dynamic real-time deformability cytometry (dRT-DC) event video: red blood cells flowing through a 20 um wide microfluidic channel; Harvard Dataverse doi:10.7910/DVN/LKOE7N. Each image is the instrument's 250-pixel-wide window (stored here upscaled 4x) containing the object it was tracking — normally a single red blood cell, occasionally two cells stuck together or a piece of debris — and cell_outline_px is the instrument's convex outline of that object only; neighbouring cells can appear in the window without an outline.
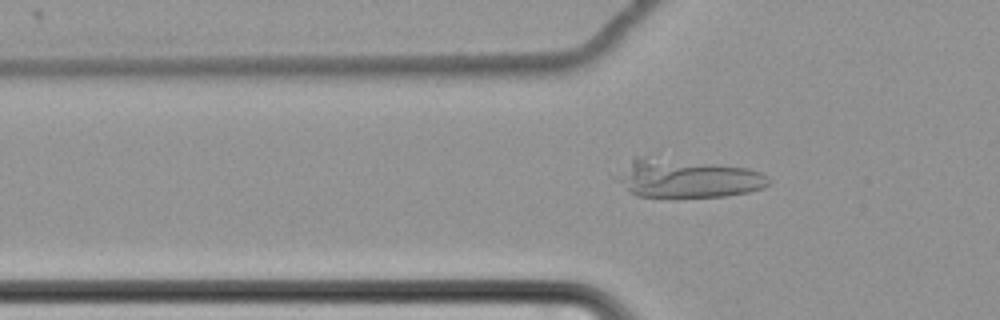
{"species": "common noctule bat (a hibernating species)", "species_latin": "Nyctalus noctula", "temperature_condition": "cold", "stored_images_in_passage": 60, "camera_frame_rate_fps": 3000, "um_per_image_px": 0.085, "animal": {"sex": "female", "body_mass_g": 22.7, "forearm_length_mm": 54.2}, "frame": {"image": 1, "passage_image": 21, "time_ms": 6.667, "image_size_px": [1000, 320], "cell_outline_px": [[772, 184], [764, 188], [748, 192], [728, 196], [636, 196], [628, 192], [608, 172], [636, 156], [652, 152], [748, 168], [760, 172], [768, 176], [772, 180]], "centroid_in_image_um": [58.27, 15.06], "position_along_channel_um": 67.5, "area_um2": 36.65}}
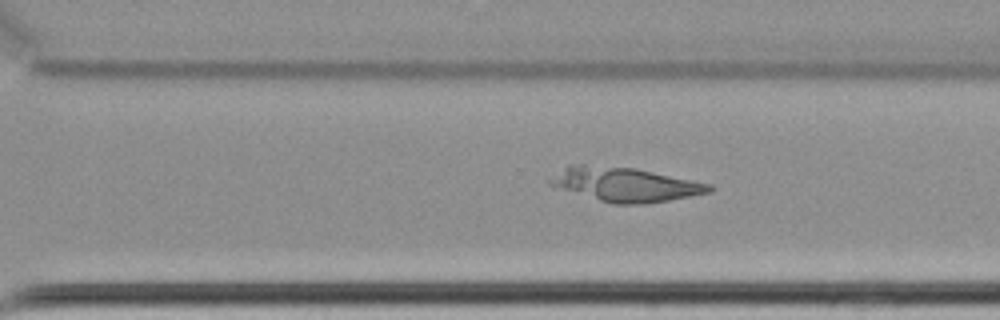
{"frame": {"image": 2, "passage_image": 43, "time_ms": 14.0, "image_size_px": [1000, 320], "cell_outline_px": [[716, 188], [712, 192], [692, 196], [644, 204], [612, 204], [548, 184], [548, 180], [568, 164], [584, 164], [636, 168], [712, 184]], "centroid_in_image_um": [53.2, 15.67], "position_along_channel_um": 317.4, "area_um2": 31.56}}
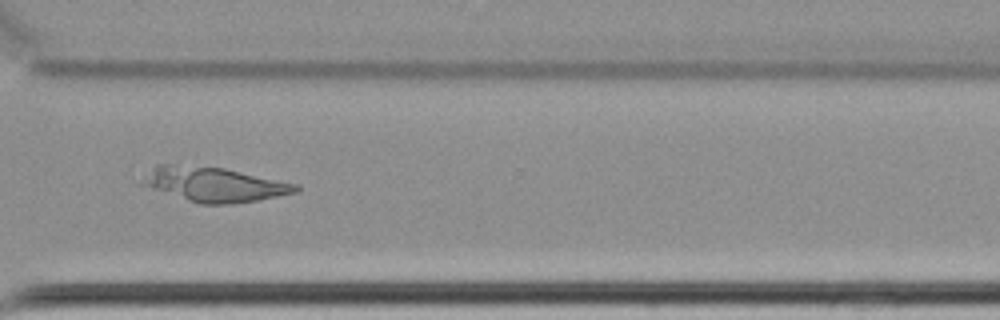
{"frame": {"image": 3, "passage_image": 46, "time_ms": 15.0, "image_size_px": [1000, 320], "cell_outline_px": [[300, 188], [296, 192], [256, 200], [232, 204], [200, 204], [136, 184], [156, 164], [176, 164], [224, 168], [300, 184]], "centroid_in_image_um": [18.16, 15.66], "position_along_channel_um": 352.4, "area_um2": 30.98}}